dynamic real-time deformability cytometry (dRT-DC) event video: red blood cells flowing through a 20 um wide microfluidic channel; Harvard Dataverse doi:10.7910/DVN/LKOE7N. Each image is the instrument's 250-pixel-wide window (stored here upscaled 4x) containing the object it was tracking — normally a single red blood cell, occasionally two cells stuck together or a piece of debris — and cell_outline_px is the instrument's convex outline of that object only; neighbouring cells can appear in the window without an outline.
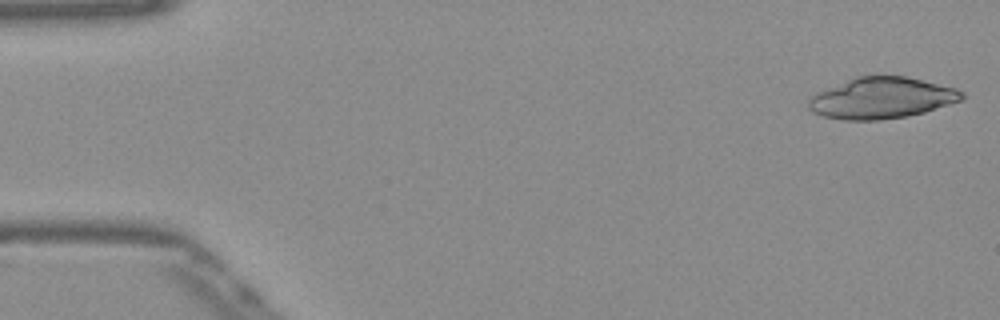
{"species": "Egyptian fruit bat (a non-hibernating species)", "species_latin": "Rousettus aegyptiacus", "temperature_condition": "warm", "stored_images_in_passage": 49, "camera_frame_rate_fps": 3000, "um_per_image_px": 0.085, "frame": {"image": 1, "passage_image": 1, "time_ms": 0.0, "image_size_px": [1000, 320], "cell_outline_px": [[964, 96], [960, 100], [924, 112], [908, 116], [880, 120], [844, 120], [824, 116], [812, 112], [808, 108], [808, 100], [816, 92], [856, 76], [908, 76], [956, 88], [964, 92]], "centroid_in_image_um": [74.92, 8.33], "position_along_channel_um": 10.1, "area_um2": 36.76}}